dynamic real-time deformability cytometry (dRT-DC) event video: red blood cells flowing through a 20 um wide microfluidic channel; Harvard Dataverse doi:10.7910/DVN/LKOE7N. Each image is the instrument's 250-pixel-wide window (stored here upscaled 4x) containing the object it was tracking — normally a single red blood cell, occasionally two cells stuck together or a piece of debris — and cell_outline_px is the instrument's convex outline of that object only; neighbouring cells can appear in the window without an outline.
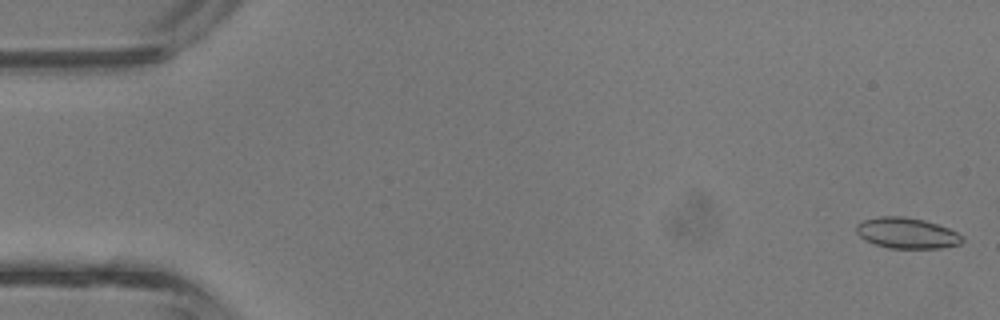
{"species": "common noctule bat (a hibernating species)", "species_latin": "Nyctalus noctula", "temperature_condition": "room temperature", "stored_images_in_passage": 4, "camera_frame_rate_fps": 3000, "um_per_image_px": 0.085, "animal": {"sex": "male", "body_mass_g": 13.3}, "frame": {"image": 1, "passage_image": 1, "time_ms": 0.0, "image_size_px": [1000, 320], "cell_outline_px": [[964, 240], [960, 244], [940, 248], [888, 248], [876, 244], [860, 236], [856, 232], [856, 224], [864, 220], [880, 216], [904, 216], [924, 220], [948, 228], [964, 236]], "centroid_in_image_um": [77.1, 19.81], "position_along_channel_um": 7.9, "area_um2": 18.9}}